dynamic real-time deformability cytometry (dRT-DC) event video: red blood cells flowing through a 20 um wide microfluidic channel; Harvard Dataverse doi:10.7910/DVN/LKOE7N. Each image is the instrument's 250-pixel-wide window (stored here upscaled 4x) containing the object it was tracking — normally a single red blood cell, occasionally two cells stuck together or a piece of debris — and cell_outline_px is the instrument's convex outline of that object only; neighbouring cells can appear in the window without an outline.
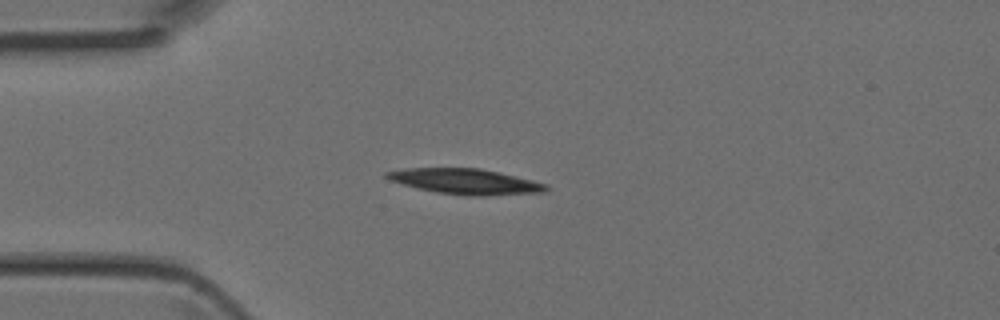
{"species": "Egyptian fruit bat (a non-hibernating species)", "species_latin": "Rousettus aegyptiacus", "temperature_condition": "room temperature", "stored_images_in_passage": 3, "camera_frame_rate_fps": 3000, "um_per_image_px": 0.085, "animal": {"sex": "female"}, "frame": {"image": 1, "passage_image": 3, "time_ms": 0.667, "image_size_px": [1000, 320], "cell_outline_px": [[552, 188], [544, 192], [484, 196], [468, 196], [436, 192], [416, 188], [392, 180], [384, 176], [384, 172], [404, 168], [480, 168], [532, 180], [548, 184]], "centroid_in_image_um": [39.59, 15.43], "position_along_channel_um": 45.4, "area_um2": 23.64}}